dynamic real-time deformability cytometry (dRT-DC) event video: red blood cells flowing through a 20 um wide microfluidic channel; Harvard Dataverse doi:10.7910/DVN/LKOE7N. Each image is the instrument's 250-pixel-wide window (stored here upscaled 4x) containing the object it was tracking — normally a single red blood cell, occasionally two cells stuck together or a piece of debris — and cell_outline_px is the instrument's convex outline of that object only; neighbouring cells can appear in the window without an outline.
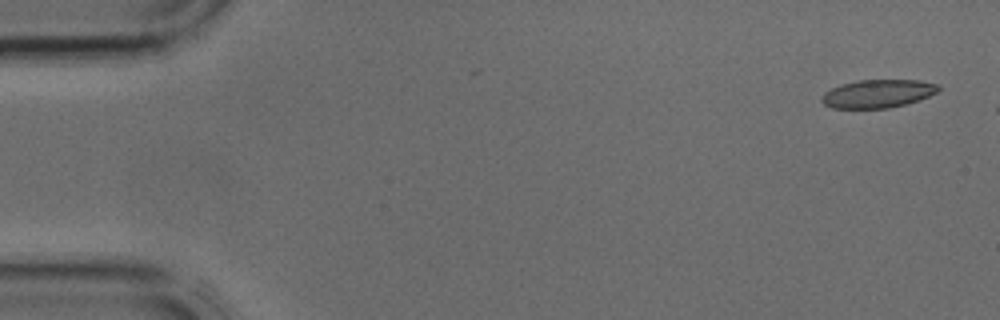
{"species": "common noctule bat (a hibernating species)", "species_latin": "Nyctalus noctula", "temperature_condition": "cold", "stored_images_in_passage": 5, "camera_frame_rate_fps": 3000, "um_per_image_px": 0.085, "animal": {"sex": "male", "body_mass_g": 17.9, "forearm_length_mm": 54.2}, "frame": {"image": 1, "passage_image": 1, "time_ms": 0.0, "image_size_px": [1000, 320], "cell_outline_px": [[940, 88], [936, 92], [920, 100], [888, 108], [832, 108], [824, 104], [820, 100], [824, 92], [840, 84], [856, 80], [920, 80], [936, 84]], "centroid_in_image_um": [74.58, 7.96], "position_along_channel_um": 10.4, "area_um2": 19.13}}
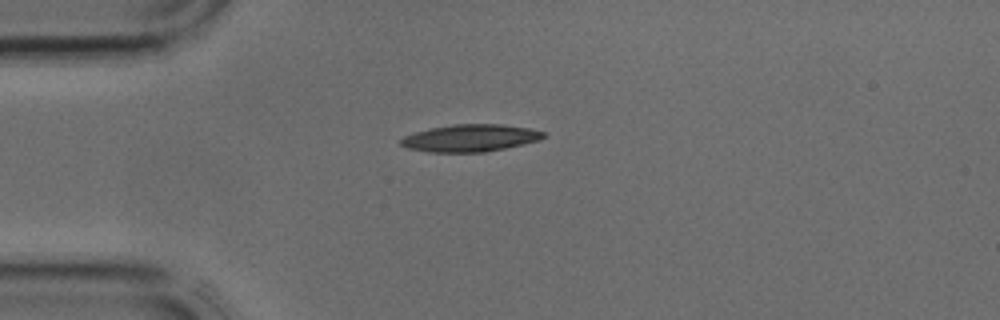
{"frame": {"image": 2, "passage_image": 5, "time_ms": 1.333, "image_size_px": [1000, 320], "cell_outline_px": [[548, 136], [540, 140], [524, 144], [484, 152], [428, 152], [408, 148], [400, 144], [400, 140], [404, 136], [428, 128], [452, 124], [504, 124], [528, 128], [544, 132]], "centroid_in_image_um": [39.99, 11.72], "position_along_channel_um": 45.0, "area_um2": 22.72}}